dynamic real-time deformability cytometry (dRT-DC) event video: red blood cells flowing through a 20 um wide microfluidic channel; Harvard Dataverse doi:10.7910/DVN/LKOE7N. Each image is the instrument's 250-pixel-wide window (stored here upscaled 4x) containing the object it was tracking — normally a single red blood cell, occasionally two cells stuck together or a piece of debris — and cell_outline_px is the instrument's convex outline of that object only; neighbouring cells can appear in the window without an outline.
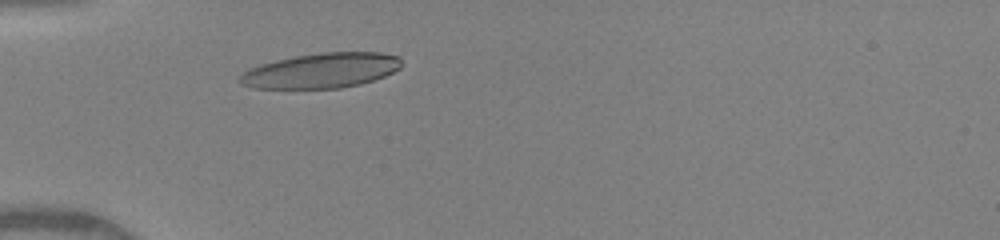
{"species": "human", "species_latin": "Homo sapiens", "temperature_condition": "warm", "stored_images_in_passage": 36, "camera_frame_rate_fps": 3000, "um_per_image_px": 0.085, "donor": {"sex": "female"}, "frame": {"image": 1, "passage_image": 2, "time_ms": 0.333, "image_size_px": [1000, 240], "cell_outline_px": [[404, 64], [400, 68], [384, 76], [360, 84], [340, 88], [252, 88], [240, 84], [236, 80], [244, 72], [260, 64], [276, 60], [296, 56], [320, 52], [380, 52], [400, 56]], "centroid_in_image_um": [27.33, 5.99], "position_along_channel_um": 57.7, "area_um2": 33.06}}
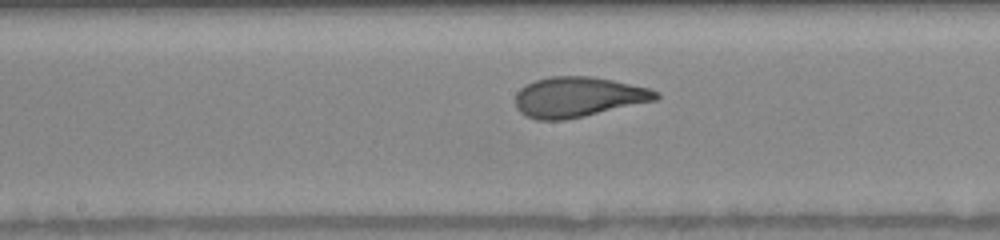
{"frame": {"image": 2, "passage_image": 13, "time_ms": 4.0, "image_size_px": [1000, 240], "cell_outline_px": [[660, 96], [656, 100], [584, 116], [564, 120], [536, 120], [520, 112], [516, 108], [516, 92], [520, 88], [536, 80], [552, 76], [592, 76], [612, 80], [648, 88], [660, 92]], "centroid_in_image_um": [49.14, 8.24], "position_along_channel_um": 199.1, "area_um2": 32.71}}
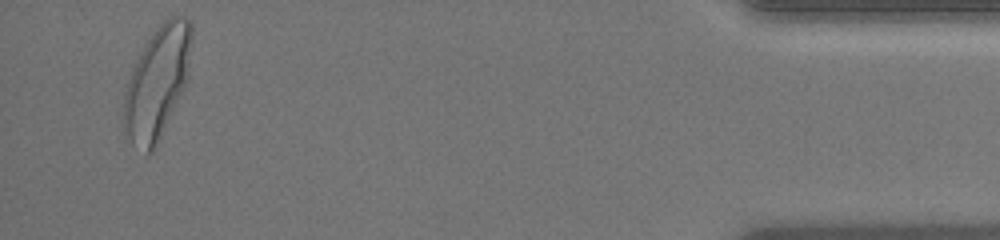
{"frame": {"image": 3, "passage_image": 34, "time_ms": 11.0, "image_size_px": [1000, 240], "cell_outline_px": [[192, 40], [188, 80], [156, 148], [152, 152], [148, 152], [132, 144], [128, 136], [124, 124], [124, 92], [132, 68], [144, 44], [156, 28], [168, 16], [188, 16], [192, 20]], "centroid_in_image_um": [13.4, 6.95], "position_along_channel_um": 421.8, "area_um2": 44.39}, "authors_computed_cell_mechanics": {"area_um2": 33.0616, "velocity_mm_per_s": 4.1074, "shape_relaxation_time_tau1_ms": 3.266, "shape_relaxation_time_tau2_ms": 0.7102, "deformation_change_tau1": 0.1792, "deformation_change_tau2": 0.0784}}